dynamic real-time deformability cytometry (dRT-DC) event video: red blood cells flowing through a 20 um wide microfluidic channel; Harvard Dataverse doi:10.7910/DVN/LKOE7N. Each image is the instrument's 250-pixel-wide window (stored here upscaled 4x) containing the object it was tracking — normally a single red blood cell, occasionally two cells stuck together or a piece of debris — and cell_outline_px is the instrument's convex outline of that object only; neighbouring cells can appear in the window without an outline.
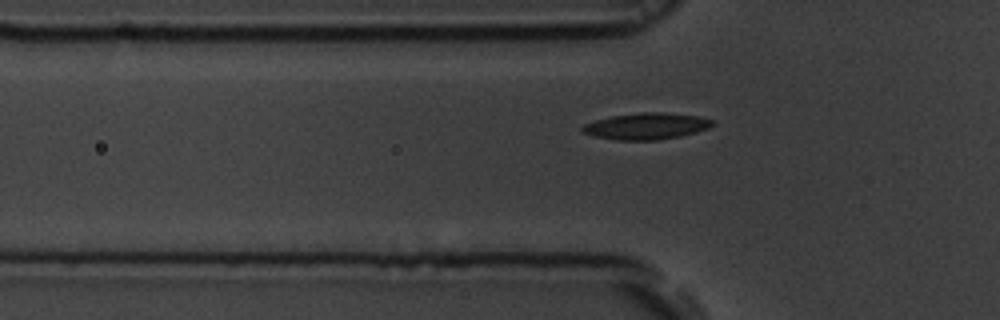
{"species": "common noctule bat (a hibernating species)", "species_latin": "Nyctalus noctula", "temperature_condition": "room temperature", "stored_images_in_passage": 41, "camera_frame_rate_fps": 3000, "um_per_image_px": 0.085, "animal": {"sex": "male", "body_mass_g": 19.5, "forearm_length_mm": 54.6}, "frame": {"image": 1, "passage_image": 7, "time_ms": 2.0, "image_size_px": [1000, 320], "cell_outline_px": [[716, 124], [708, 128], [696, 132], [680, 136], [656, 140], [616, 140], [596, 136], [580, 132], [580, 128], [584, 124], [596, 120], [612, 116], [640, 112], [660, 112], [696, 116], [716, 120]], "centroid_in_image_um": [54.95, 10.72], "position_along_channel_um": 70.9, "area_um2": 20.06}}
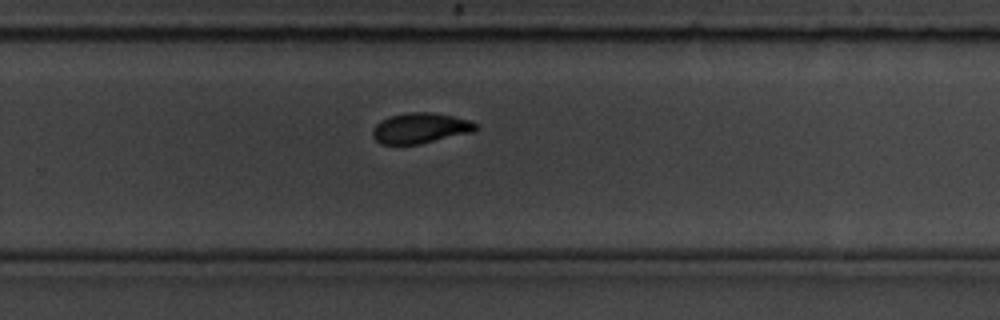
{"frame": {"image": 2, "passage_image": 25, "time_ms": 8.0, "image_size_px": [1000, 320], "cell_outline_px": [[480, 128], [476, 132], [420, 144], [380, 144], [372, 136], [372, 128], [380, 120], [388, 116], [408, 112], [432, 112], [472, 120]], "centroid_in_image_um": [35.76, 10.89], "position_along_channel_um": 294.0, "area_um2": 18.73}}
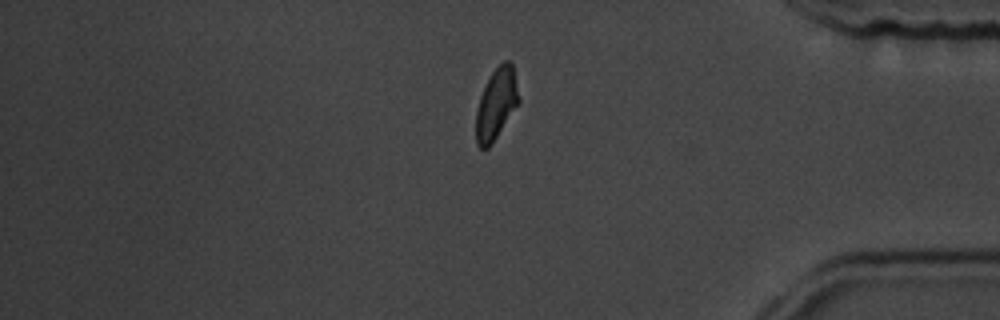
{"frame": {"image": 3, "passage_image": 35, "time_ms": 11.333, "image_size_px": [1000, 320], "cell_outline_px": [[520, 100], [492, 144], [488, 148], [480, 148], [476, 144], [476, 112], [480, 96], [492, 72], [504, 60], [508, 60], [512, 64]], "centroid_in_image_um": [42.17, 8.85], "position_along_channel_um": 393.0, "area_um2": 17.4}}